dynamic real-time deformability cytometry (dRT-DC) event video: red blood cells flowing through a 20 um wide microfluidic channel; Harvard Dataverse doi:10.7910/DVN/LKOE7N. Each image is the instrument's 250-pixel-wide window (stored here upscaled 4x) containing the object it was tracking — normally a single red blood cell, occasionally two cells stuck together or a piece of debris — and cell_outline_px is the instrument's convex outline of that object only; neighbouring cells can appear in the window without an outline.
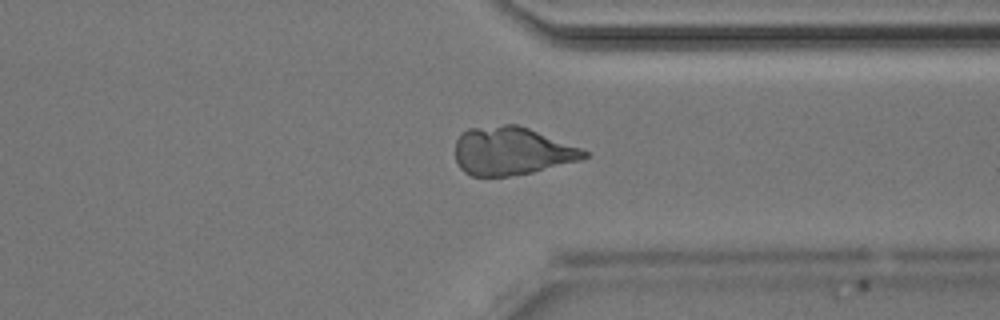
{"species": "Egyptian fruit bat (a non-hibernating species)", "species_latin": "Rousettus aegyptiacus", "temperature_condition": "room temperature", "stored_images_in_passage": 44, "camera_frame_rate_fps": 3000, "um_per_image_px": 0.085, "animal": {"sex": "male"}, "frame": {"image": 1, "passage_image": 34, "time_ms": 11.0, "image_size_px": [1000, 320], "cell_outline_px": [[588, 156], [580, 160], [532, 172], [508, 176], [472, 176], [464, 172], [460, 168], [456, 160], [456, 140], [468, 128], [504, 124], [520, 124], [580, 148], [588, 152]], "centroid_in_image_um": [43.48, 12.83], "position_along_channel_um": 367.9, "area_um2": 36.01}}
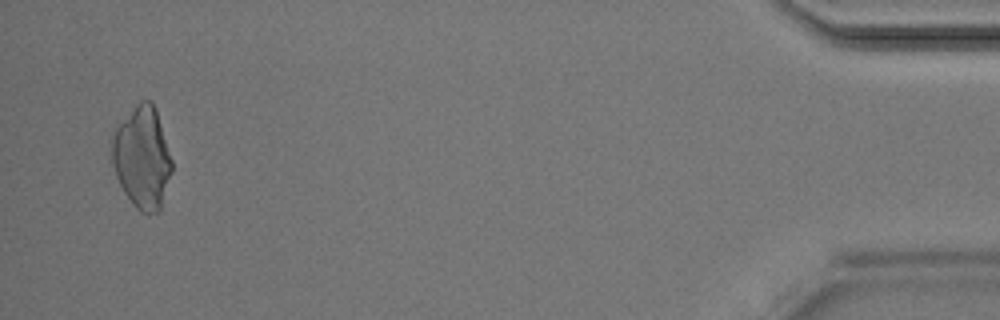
{"frame": {"image": 2, "passage_image": 43, "time_ms": 14.0, "image_size_px": [1000, 320], "cell_outline_px": [[172, 172], [160, 208], [156, 212], [148, 216], [140, 212], [132, 204], [124, 192], [116, 176], [112, 164], [112, 132], [136, 104], [140, 100], [152, 100], [156, 108], [172, 160]], "centroid_in_image_um": [12.08, 13.4], "position_along_channel_um": 423.1, "area_um2": 35.72}}